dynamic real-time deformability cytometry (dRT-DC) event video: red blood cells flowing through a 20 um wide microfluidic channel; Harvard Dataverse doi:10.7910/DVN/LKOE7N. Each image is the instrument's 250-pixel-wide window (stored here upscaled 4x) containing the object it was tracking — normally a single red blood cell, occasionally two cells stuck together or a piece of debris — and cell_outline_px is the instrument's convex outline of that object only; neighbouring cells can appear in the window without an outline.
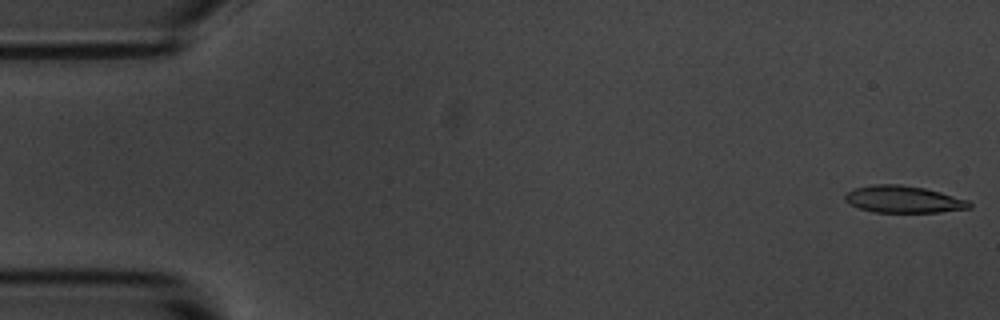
{"species": "common noctule bat (a hibernating species)", "species_latin": "Nyctalus noctula", "temperature_condition": "room temperature", "stored_images_in_passage": 6, "camera_frame_rate_fps": 3000, "um_per_image_px": 0.085, "animal": {"sex": "male", "body_mass_g": 20.1, "forearm_length_mm": 53.5}, "frame": {"image": 1, "passage_image": 1, "time_ms": 0.0, "image_size_px": [1000, 320], "cell_outline_px": [[972, 208], [940, 212], [872, 212], [848, 204], [844, 200], [844, 192], [852, 188], [872, 184], [900, 184], [924, 188], [940, 192], [968, 200], [972, 204]], "centroid_in_image_um": [76.74, 16.94], "position_along_channel_um": 8.3, "area_um2": 19.83}}